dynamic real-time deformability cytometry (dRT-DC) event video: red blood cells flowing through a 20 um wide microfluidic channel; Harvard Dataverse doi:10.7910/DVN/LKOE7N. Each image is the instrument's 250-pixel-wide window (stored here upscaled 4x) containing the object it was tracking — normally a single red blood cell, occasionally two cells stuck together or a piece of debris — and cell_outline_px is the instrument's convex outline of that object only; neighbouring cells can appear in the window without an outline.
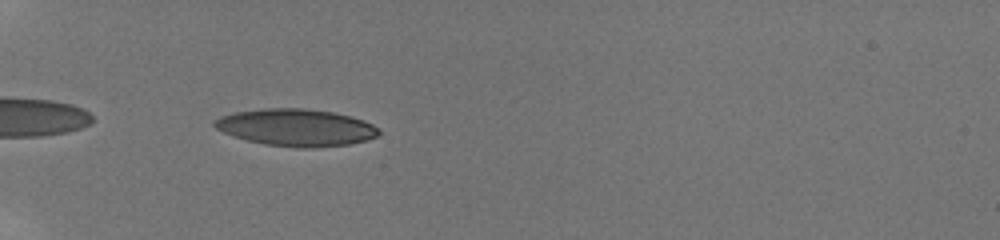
{"species": "human", "species_latin": "Homo sapiens", "temperature_condition": "room temperature", "stored_images_in_passage": 37, "camera_frame_rate_fps": 3000, "um_per_image_px": 0.085, "donor": {"sex": "male"}, "frame": {"image": 1, "passage_image": 2, "time_ms": 0.333, "image_size_px": [1000, 240], "cell_outline_px": [[380, 132], [376, 136], [364, 140], [348, 144], [312, 148], [300, 148], [264, 144], [248, 140], [224, 132], [216, 128], [212, 124], [220, 116], [236, 112], [264, 108], [304, 108], [332, 112], [348, 116], [372, 124]], "centroid_in_image_um": [25.14, 10.83], "position_along_channel_um": 59.9, "area_um2": 34.97}}
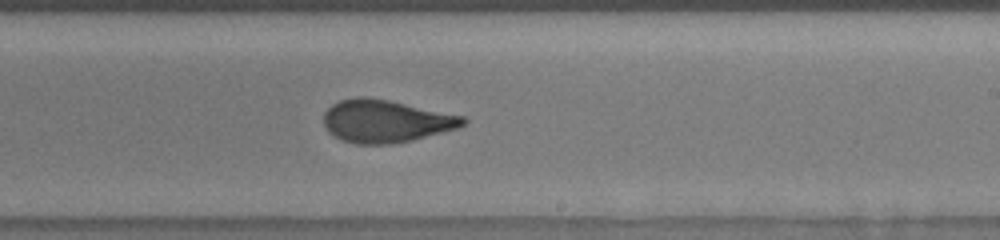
{"frame": {"image": 2, "passage_image": 19, "time_ms": 6.0, "image_size_px": [1000, 240], "cell_outline_px": [[468, 120], [460, 128], [412, 140], [392, 144], [356, 144], [344, 140], [328, 132], [324, 124], [324, 112], [332, 104], [340, 100], [356, 96], [368, 96], [388, 100], [464, 116]], "centroid_in_image_um": [32.79, 10.29], "position_along_channel_um": 256.2, "area_um2": 34.68}}
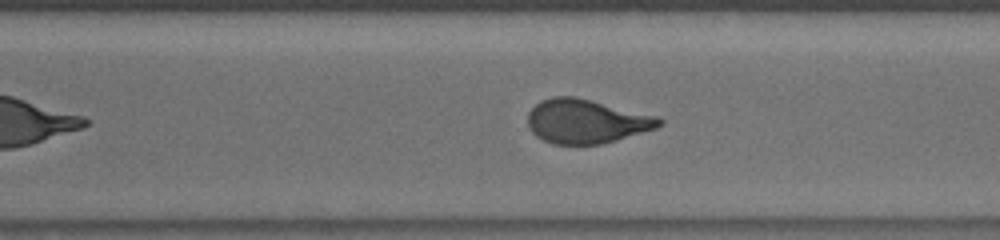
{"frame": {"image": 3, "passage_image": 24, "time_ms": 7.667, "image_size_px": [1000, 240], "cell_outline_px": [[664, 124], [656, 128], [616, 140], [600, 144], [552, 144], [536, 136], [532, 132], [528, 124], [528, 112], [540, 100], [552, 96], [576, 96], [656, 116], [664, 120]], "centroid_in_image_um": [49.82, 10.3], "position_along_channel_um": 320.8, "area_um2": 33.7}, "authors_computed_cell_mechanics": {"area_um2": 34.4488, "velocity_mm_per_s": 3.8873, "shape_relaxation_time_tau1_ms": 6.8624, "shape_relaxation_time_tau2_ms": 0.868, "deformation_change_tau1": 0.2249, "deformation_change_tau2": 0.0683}}